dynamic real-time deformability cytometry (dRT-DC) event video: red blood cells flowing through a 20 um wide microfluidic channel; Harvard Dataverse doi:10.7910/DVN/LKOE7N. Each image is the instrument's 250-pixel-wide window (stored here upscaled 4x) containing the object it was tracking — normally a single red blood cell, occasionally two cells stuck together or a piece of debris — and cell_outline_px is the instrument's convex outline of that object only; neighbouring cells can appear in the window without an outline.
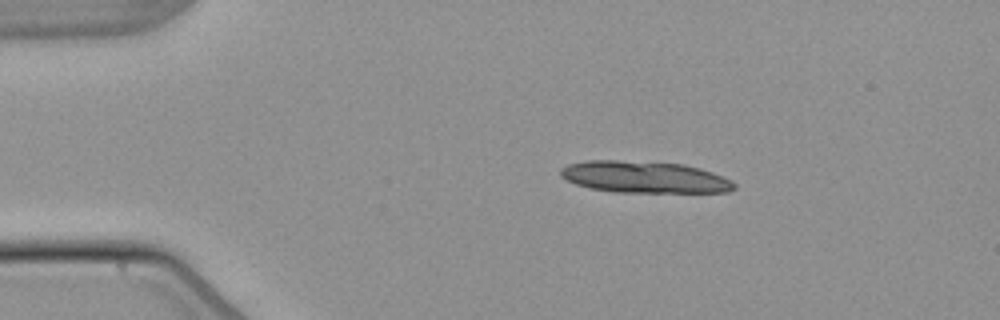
{"species": "common noctule bat (a hibernating species)", "species_latin": "Nyctalus noctula", "temperature_condition": "warm", "stored_images_in_passage": 32, "segment_of_instrument_passage": [1, 2], "camera_frame_rate_fps": 3000, "um_per_image_px": 0.085, "animal": {"sex": "male", "body_mass_g": 21.5, "forearm_length_mm": 52.0}, "frame": {"image": 1, "passage_image": 1, "time_ms": 0.0, "image_size_px": [1000, 320], "cell_outline_px": [[736, 188], [728, 192], [612, 192], [588, 188], [576, 184], [560, 176], [560, 168], [568, 164], [588, 160], [616, 160], [684, 164], [700, 168], [712, 172], [732, 180], [736, 184]], "centroid_in_image_um": [54.77, 15.05], "position_along_channel_um": 30.2, "area_um2": 32.19}}